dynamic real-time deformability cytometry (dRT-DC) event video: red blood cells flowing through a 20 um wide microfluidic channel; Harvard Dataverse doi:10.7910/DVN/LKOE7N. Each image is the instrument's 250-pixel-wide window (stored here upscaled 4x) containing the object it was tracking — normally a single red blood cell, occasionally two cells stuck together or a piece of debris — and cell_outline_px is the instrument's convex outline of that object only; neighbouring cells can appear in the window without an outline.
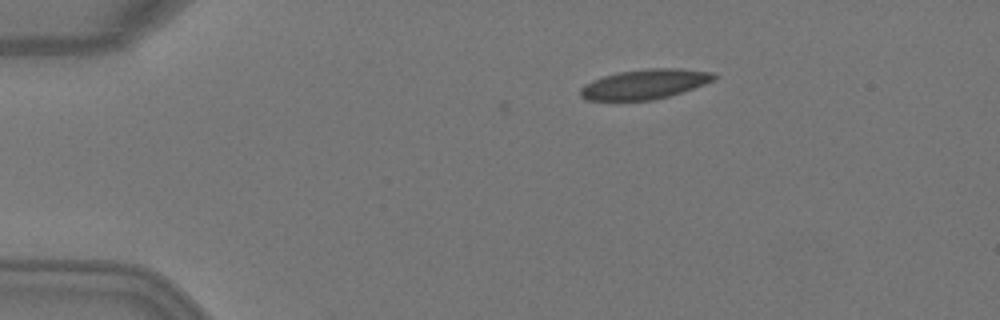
{"species": "Egyptian fruit bat (a non-hibernating species)", "species_latin": "Rousettus aegyptiacus", "temperature_condition": "warm", "stored_images_in_passage": 3, "camera_frame_rate_fps": 3000, "um_per_image_px": 0.085, "animal": {"sex": "female"}, "frame": {"image": 1, "passage_image": 1, "time_ms": 0.0, "image_size_px": [1000, 320], "cell_outline_px": [[720, 76], [704, 84], [668, 96], [652, 100], [588, 100], [580, 96], [580, 88], [584, 84], [592, 80], [604, 76], [620, 72], [648, 68], [680, 68], [712, 72]], "centroid_in_image_um": [54.8, 7.14], "position_along_channel_um": 30.2, "area_um2": 23.0}}